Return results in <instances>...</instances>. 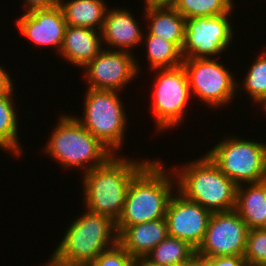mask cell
<instances>
[{"instance_id": "obj_1", "label": "cell", "mask_w": 266, "mask_h": 266, "mask_svg": "<svg viewBox=\"0 0 266 266\" xmlns=\"http://www.w3.org/2000/svg\"><path fill=\"white\" fill-rule=\"evenodd\" d=\"M129 158L113 154L104 164L81 175L85 209L118 221L131 180L150 161Z\"/></svg>"}, {"instance_id": "obj_2", "label": "cell", "mask_w": 266, "mask_h": 266, "mask_svg": "<svg viewBox=\"0 0 266 266\" xmlns=\"http://www.w3.org/2000/svg\"><path fill=\"white\" fill-rule=\"evenodd\" d=\"M158 159H150L131 180L116 226H133L165 218L169 199L176 191V178L173 170Z\"/></svg>"}, {"instance_id": "obj_3", "label": "cell", "mask_w": 266, "mask_h": 266, "mask_svg": "<svg viewBox=\"0 0 266 266\" xmlns=\"http://www.w3.org/2000/svg\"><path fill=\"white\" fill-rule=\"evenodd\" d=\"M70 222L50 259L62 266H89L118 243L116 222L87 209Z\"/></svg>"}, {"instance_id": "obj_4", "label": "cell", "mask_w": 266, "mask_h": 266, "mask_svg": "<svg viewBox=\"0 0 266 266\" xmlns=\"http://www.w3.org/2000/svg\"><path fill=\"white\" fill-rule=\"evenodd\" d=\"M180 165V166H179ZM171 168L176 190L210 212L235 209L237 185L206 155Z\"/></svg>"}, {"instance_id": "obj_5", "label": "cell", "mask_w": 266, "mask_h": 266, "mask_svg": "<svg viewBox=\"0 0 266 266\" xmlns=\"http://www.w3.org/2000/svg\"><path fill=\"white\" fill-rule=\"evenodd\" d=\"M59 117L42 151L62 168H78L84 174L104 164L113 155L71 113Z\"/></svg>"}, {"instance_id": "obj_6", "label": "cell", "mask_w": 266, "mask_h": 266, "mask_svg": "<svg viewBox=\"0 0 266 266\" xmlns=\"http://www.w3.org/2000/svg\"><path fill=\"white\" fill-rule=\"evenodd\" d=\"M85 91L83 117L74 118L113 154H121L129 123L122 92L91 88Z\"/></svg>"}, {"instance_id": "obj_7", "label": "cell", "mask_w": 266, "mask_h": 266, "mask_svg": "<svg viewBox=\"0 0 266 266\" xmlns=\"http://www.w3.org/2000/svg\"><path fill=\"white\" fill-rule=\"evenodd\" d=\"M205 153L237 186L266 180V142L225 136Z\"/></svg>"}, {"instance_id": "obj_8", "label": "cell", "mask_w": 266, "mask_h": 266, "mask_svg": "<svg viewBox=\"0 0 266 266\" xmlns=\"http://www.w3.org/2000/svg\"><path fill=\"white\" fill-rule=\"evenodd\" d=\"M151 114L154 116L155 131L162 134L174 127L182 126L185 113L193 99L187 73L183 65L175 68L154 69ZM154 89V90H153Z\"/></svg>"}, {"instance_id": "obj_9", "label": "cell", "mask_w": 266, "mask_h": 266, "mask_svg": "<svg viewBox=\"0 0 266 266\" xmlns=\"http://www.w3.org/2000/svg\"><path fill=\"white\" fill-rule=\"evenodd\" d=\"M182 65L192 97L205 103L207 108L228 107L239 95L236 76L217 58H186Z\"/></svg>"}, {"instance_id": "obj_10", "label": "cell", "mask_w": 266, "mask_h": 266, "mask_svg": "<svg viewBox=\"0 0 266 266\" xmlns=\"http://www.w3.org/2000/svg\"><path fill=\"white\" fill-rule=\"evenodd\" d=\"M232 12L234 11L214 17L186 19L185 40L182 46L183 59L217 58L227 53V48L234 41V25L230 20L233 18Z\"/></svg>"}, {"instance_id": "obj_11", "label": "cell", "mask_w": 266, "mask_h": 266, "mask_svg": "<svg viewBox=\"0 0 266 266\" xmlns=\"http://www.w3.org/2000/svg\"><path fill=\"white\" fill-rule=\"evenodd\" d=\"M140 66L135 54L133 56L129 51L103 48L83 68V80L87 81L85 87L123 92L128 84H132L136 77H140Z\"/></svg>"}, {"instance_id": "obj_12", "label": "cell", "mask_w": 266, "mask_h": 266, "mask_svg": "<svg viewBox=\"0 0 266 266\" xmlns=\"http://www.w3.org/2000/svg\"><path fill=\"white\" fill-rule=\"evenodd\" d=\"M249 228L235 211L213 212L196 257L243 256Z\"/></svg>"}, {"instance_id": "obj_13", "label": "cell", "mask_w": 266, "mask_h": 266, "mask_svg": "<svg viewBox=\"0 0 266 266\" xmlns=\"http://www.w3.org/2000/svg\"><path fill=\"white\" fill-rule=\"evenodd\" d=\"M211 215L212 212L176 190L165 214L168 236L185 240L197 249L204 239Z\"/></svg>"}, {"instance_id": "obj_14", "label": "cell", "mask_w": 266, "mask_h": 266, "mask_svg": "<svg viewBox=\"0 0 266 266\" xmlns=\"http://www.w3.org/2000/svg\"><path fill=\"white\" fill-rule=\"evenodd\" d=\"M21 14L15 21V25L23 38L32 42L34 47H53L58 56L67 28L61 7L57 5L53 8Z\"/></svg>"}, {"instance_id": "obj_15", "label": "cell", "mask_w": 266, "mask_h": 266, "mask_svg": "<svg viewBox=\"0 0 266 266\" xmlns=\"http://www.w3.org/2000/svg\"><path fill=\"white\" fill-rule=\"evenodd\" d=\"M142 28V23L135 19L131 10L109 7L101 30L103 48L133 53V48L142 44L145 31Z\"/></svg>"}, {"instance_id": "obj_16", "label": "cell", "mask_w": 266, "mask_h": 266, "mask_svg": "<svg viewBox=\"0 0 266 266\" xmlns=\"http://www.w3.org/2000/svg\"><path fill=\"white\" fill-rule=\"evenodd\" d=\"M103 49L102 32L85 27L67 26L59 56L75 68L83 69Z\"/></svg>"}, {"instance_id": "obj_17", "label": "cell", "mask_w": 266, "mask_h": 266, "mask_svg": "<svg viewBox=\"0 0 266 266\" xmlns=\"http://www.w3.org/2000/svg\"><path fill=\"white\" fill-rule=\"evenodd\" d=\"M118 243L133 257H145L168 236L166 218L136 224L116 226Z\"/></svg>"}, {"instance_id": "obj_18", "label": "cell", "mask_w": 266, "mask_h": 266, "mask_svg": "<svg viewBox=\"0 0 266 266\" xmlns=\"http://www.w3.org/2000/svg\"><path fill=\"white\" fill-rule=\"evenodd\" d=\"M249 229L266 227V180L237 186L234 209Z\"/></svg>"}, {"instance_id": "obj_19", "label": "cell", "mask_w": 266, "mask_h": 266, "mask_svg": "<svg viewBox=\"0 0 266 266\" xmlns=\"http://www.w3.org/2000/svg\"><path fill=\"white\" fill-rule=\"evenodd\" d=\"M143 11L151 35L175 43L181 50L185 40L186 19L173 7H149Z\"/></svg>"}, {"instance_id": "obj_20", "label": "cell", "mask_w": 266, "mask_h": 266, "mask_svg": "<svg viewBox=\"0 0 266 266\" xmlns=\"http://www.w3.org/2000/svg\"><path fill=\"white\" fill-rule=\"evenodd\" d=\"M105 0H59L67 26L101 31L108 10Z\"/></svg>"}, {"instance_id": "obj_21", "label": "cell", "mask_w": 266, "mask_h": 266, "mask_svg": "<svg viewBox=\"0 0 266 266\" xmlns=\"http://www.w3.org/2000/svg\"><path fill=\"white\" fill-rule=\"evenodd\" d=\"M15 91L0 92V150L11 153L13 157L23 156V146L19 137L18 108L13 99ZM17 108V109H16ZM8 151V152H7Z\"/></svg>"}, {"instance_id": "obj_22", "label": "cell", "mask_w": 266, "mask_h": 266, "mask_svg": "<svg viewBox=\"0 0 266 266\" xmlns=\"http://www.w3.org/2000/svg\"><path fill=\"white\" fill-rule=\"evenodd\" d=\"M145 258L159 266H187L196 258V249L185 240L167 236Z\"/></svg>"}, {"instance_id": "obj_23", "label": "cell", "mask_w": 266, "mask_h": 266, "mask_svg": "<svg viewBox=\"0 0 266 266\" xmlns=\"http://www.w3.org/2000/svg\"><path fill=\"white\" fill-rule=\"evenodd\" d=\"M145 39V40H144ZM145 41V42H144ZM144 42L149 70L175 68L183 63L182 50L173 42L167 41L156 35L144 32ZM146 43V44H145Z\"/></svg>"}, {"instance_id": "obj_24", "label": "cell", "mask_w": 266, "mask_h": 266, "mask_svg": "<svg viewBox=\"0 0 266 266\" xmlns=\"http://www.w3.org/2000/svg\"><path fill=\"white\" fill-rule=\"evenodd\" d=\"M263 48L258 53V57L253 59L254 61L250 64L251 66H249L248 72H245L244 80H241L243 82L240 84L241 86H239L240 81H237V93H243V96L244 94H248L247 97L251 99L250 101L253 104H256V102L266 95V47Z\"/></svg>"}, {"instance_id": "obj_25", "label": "cell", "mask_w": 266, "mask_h": 266, "mask_svg": "<svg viewBox=\"0 0 266 266\" xmlns=\"http://www.w3.org/2000/svg\"><path fill=\"white\" fill-rule=\"evenodd\" d=\"M234 0H176L175 8L185 19L214 17L234 11Z\"/></svg>"}, {"instance_id": "obj_26", "label": "cell", "mask_w": 266, "mask_h": 266, "mask_svg": "<svg viewBox=\"0 0 266 266\" xmlns=\"http://www.w3.org/2000/svg\"><path fill=\"white\" fill-rule=\"evenodd\" d=\"M247 266H266V229H249L243 255Z\"/></svg>"}, {"instance_id": "obj_27", "label": "cell", "mask_w": 266, "mask_h": 266, "mask_svg": "<svg viewBox=\"0 0 266 266\" xmlns=\"http://www.w3.org/2000/svg\"><path fill=\"white\" fill-rule=\"evenodd\" d=\"M133 257L119 244L101 252L89 266H131Z\"/></svg>"}, {"instance_id": "obj_28", "label": "cell", "mask_w": 266, "mask_h": 266, "mask_svg": "<svg viewBox=\"0 0 266 266\" xmlns=\"http://www.w3.org/2000/svg\"><path fill=\"white\" fill-rule=\"evenodd\" d=\"M205 266H247L243 256L197 257Z\"/></svg>"}, {"instance_id": "obj_29", "label": "cell", "mask_w": 266, "mask_h": 266, "mask_svg": "<svg viewBox=\"0 0 266 266\" xmlns=\"http://www.w3.org/2000/svg\"><path fill=\"white\" fill-rule=\"evenodd\" d=\"M23 14L34 10L53 8L59 5V0H22ZM25 6V7H23Z\"/></svg>"}, {"instance_id": "obj_30", "label": "cell", "mask_w": 266, "mask_h": 266, "mask_svg": "<svg viewBox=\"0 0 266 266\" xmlns=\"http://www.w3.org/2000/svg\"><path fill=\"white\" fill-rule=\"evenodd\" d=\"M7 69L0 64V92L15 91L14 77L11 78Z\"/></svg>"}, {"instance_id": "obj_31", "label": "cell", "mask_w": 266, "mask_h": 266, "mask_svg": "<svg viewBox=\"0 0 266 266\" xmlns=\"http://www.w3.org/2000/svg\"><path fill=\"white\" fill-rule=\"evenodd\" d=\"M176 0H143L144 9L149 7H173Z\"/></svg>"}, {"instance_id": "obj_32", "label": "cell", "mask_w": 266, "mask_h": 266, "mask_svg": "<svg viewBox=\"0 0 266 266\" xmlns=\"http://www.w3.org/2000/svg\"><path fill=\"white\" fill-rule=\"evenodd\" d=\"M131 266H159V265L151 263L145 257H136V258H133Z\"/></svg>"}, {"instance_id": "obj_33", "label": "cell", "mask_w": 266, "mask_h": 266, "mask_svg": "<svg viewBox=\"0 0 266 266\" xmlns=\"http://www.w3.org/2000/svg\"><path fill=\"white\" fill-rule=\"evenodd\" d=\"M258 103V104H257ZM256 106H260V108H262V110L265 112L266 115V95L263 96L258 102H256V104H254Z\"/></svg>"}, {"instance_id": "obj_34", "label": "cell", "mask_w": 266, "mask_h": 266, "mask_svg": "<svg viewBox=\"0 0 266 266\" xmlns=\"http://www.w3.org/2000/svg\"><path fill=\"white\" fill-rule=\"evenodd\" d=\"M187 266H205L197 257Z\"/></svg>"}, {"instance_id": "obj_35", "label": "cell", "mask_w": 266, "mask_h": 266, "mask_svg": "<svg viewBox=\"0 0 266 266\" xmlns=\"http://www.w3.org/2000/svg\"><path fill=\"white\" fill-rule=\"evenodd\" d=\"M42 266H62V265H59V264H56L54 263L50 258L45 262L44 265Z\"/></svg>"}]
</instances>
